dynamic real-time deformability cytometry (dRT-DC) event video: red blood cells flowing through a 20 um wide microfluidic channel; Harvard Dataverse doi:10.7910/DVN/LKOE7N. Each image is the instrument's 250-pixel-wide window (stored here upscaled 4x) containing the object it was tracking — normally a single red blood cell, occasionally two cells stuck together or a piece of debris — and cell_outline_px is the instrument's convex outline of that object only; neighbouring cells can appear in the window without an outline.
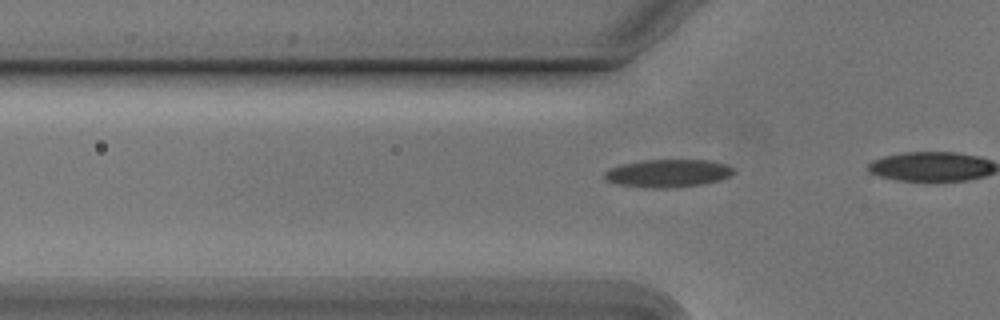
{"species": "Egyptian fruit bat (a non-hibernating species)", "species_latin": "Rousettus aegyptiacus", "temperature_condition": "cold", "stored_images_in_passage": 8, "camera_frame_rate_fps": 3000, "um_per_image_px": 0.085, "animal": {"sex": "male"}, "frame": {"image": 1, "passage_image": 3, "time_ms": 0.667, "image_size_px": [1000, 320], "cell_outline_px": [[732, 172], [728, 176], [720, 180], [704, 184], [672, 188], [648, 188], [616, 184], [604, 180], [604, 172], [608, 168], [620, 164], [640, 160], [708, 160], [728, 164], [732, 168]], "centroid_in_image_um": [56.7, 14.73], "position_along_channel_um": 69.1, "area_um2": 21.21}}
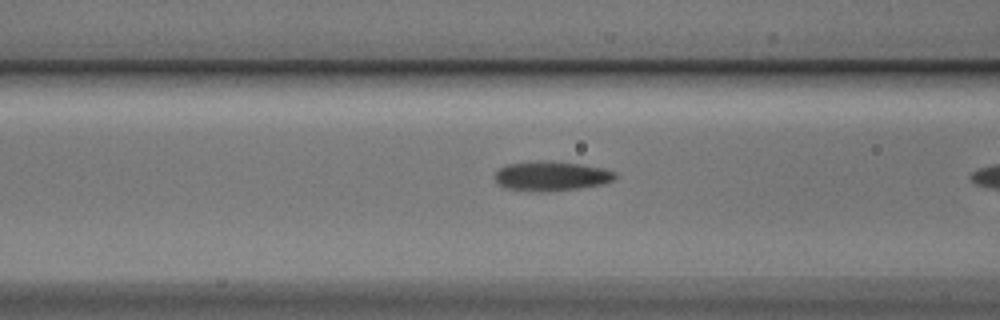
{"frame": {"image": 2, "passage_image": 7, "time_ms": 2.0, "image_size_px": [1000, 320], "cell_outline_px": [[616, 176], [612, 180], [604, 184], [580, 188], [544, 192], [528, 192], [504, 188], [496, 180], [496, 172], [500, 168], [508, 164], [540, 160], [544, 160], [580, 164], [604, 168], [616, 172]], "centroid_in_image_um": [46.86, 14.97], "position_along_channel_um": 119.7, "area_um2": 20.87}}